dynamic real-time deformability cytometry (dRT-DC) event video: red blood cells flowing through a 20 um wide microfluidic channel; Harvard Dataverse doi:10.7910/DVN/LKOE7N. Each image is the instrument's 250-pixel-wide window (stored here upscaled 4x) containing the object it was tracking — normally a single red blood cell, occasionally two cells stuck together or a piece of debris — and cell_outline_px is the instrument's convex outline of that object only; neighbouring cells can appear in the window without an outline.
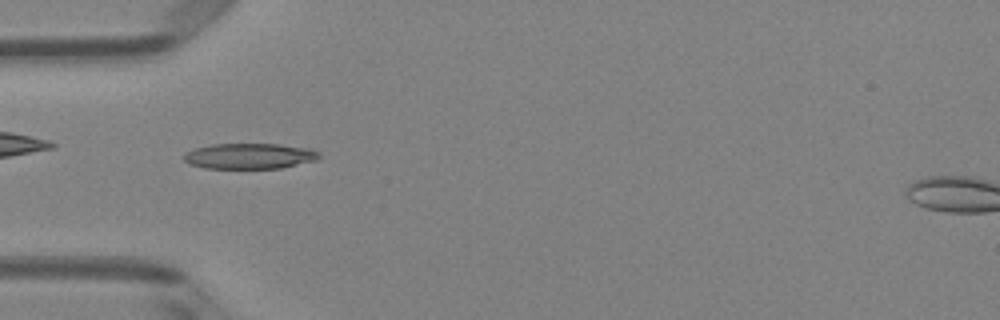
{"species": "Egyptian fruit bat (a non-hibernating species)", "species_latin": "Rousettus aegyptiacus", "temperature_condition": "room temperature", "stored_images_in_passage": 49, "camera_frame_rate_fps": 3000, "um_per_image_px": 0.085, "animal": {"sex": "female"}, "frame": {"image": 1, "passage_image": 15, "time_ms": 4.667, "image_size_px": [1000, 320], "cell_outline_px": [[320, 156], [316, 160], [280, 168], [204, 168], [188, 164], [184, 160], [184, 152], [196, 148], [212, 144], [276, 144], [312, 148], [320, 152]], "centroid_in_image_um": [21.2, 13.26], "position_along_channel_um": 63.8, "area_um2": 20.23}}
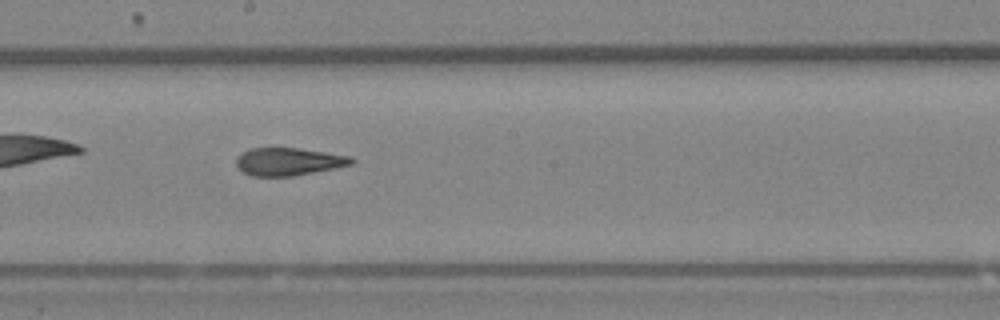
{"frame": {"image": 2, "passage_image": 27, "time_ms": 8.667, "image_size_px": [1000, 320], "cell_outline_px": [[356, 160], [352, 164], [292, 176], [252, 176], [244, 172], [236, 164], [236, 160], [248, 148], [296, 148], [352, 156]], "centroid_in_image_um": [24.54, 13.73], "position_along_channel_um": 223.7, "area_um2": 18.26}}
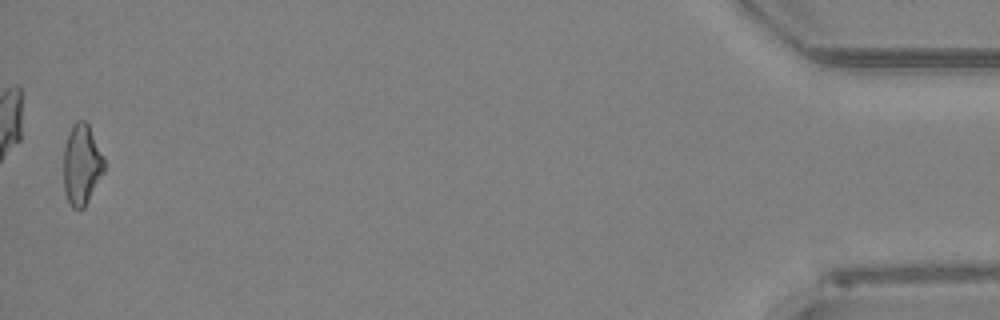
{"frame": {"image": 3, "passage_image": 49, "time_ms": 16.0, "image_size_px": [1000, 320], "cell_outline_px": [[104, 172], [84, 208], [72, 208], [64, 192], [64, 148], [72, 124], [76, 120], [84, 120], [88, 124], [104, 156]], "centroid_in_image_um": [6.95, 13.98], "position_along_channel_um": 428.3, "area_um2": 19.02}, "authors_computed_cell_mechanics": {"area_um2": 19.2474, "velocity_mm_per_s": 4.0376, "shape_relaxation_time_tau1_ms": 10.9094, "shape_relaxation_time_tau2_ms": 2.3056, "deformation_change_tau1": 0.252, "deformation_change_tau2": 0.1073}}